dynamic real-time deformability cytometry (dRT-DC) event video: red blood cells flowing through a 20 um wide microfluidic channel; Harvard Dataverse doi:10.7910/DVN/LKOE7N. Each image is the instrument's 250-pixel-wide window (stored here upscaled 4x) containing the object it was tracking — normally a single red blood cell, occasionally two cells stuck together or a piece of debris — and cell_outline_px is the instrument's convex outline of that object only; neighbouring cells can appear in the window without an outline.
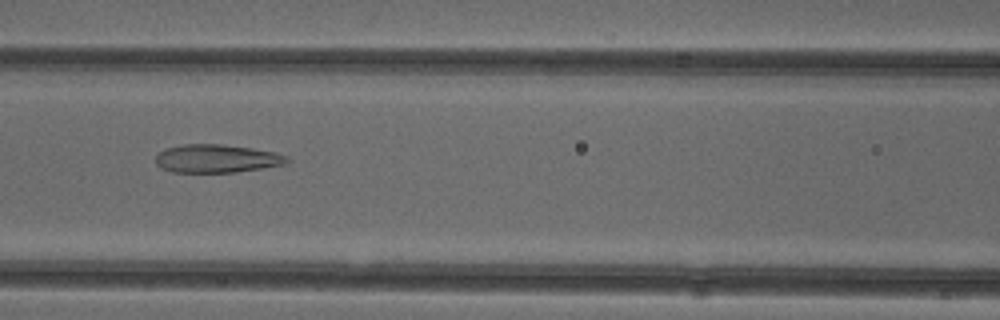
{"species": "common noctule bat (a hibernating species)", "species_latin": "Nyctalus noctula", "temperature_condition": "cold", "stored_images_in_passage": 51, "camera_frame_rate_fps": 3000, "um_per_image_px": 0.085, "animal": {"sex": "female"}, "frame": {"image": 1, "passage_image": 22, "time_ms": 7.0, "image_size_px": [1000, 320], "cell_outline_px": [[292, 160], [288, 164], [236, 172], [172, 172], [160, 168], [156, 164], [156, 156], [160, 152], [168, 148], [184, 144], [220, 144], [252, 148], [276, 152], [288, 156]], "centroid_in_image_um": [18.48, 13.48], "position_along_channel_um": 148.1, "area_um2": 21.73}}
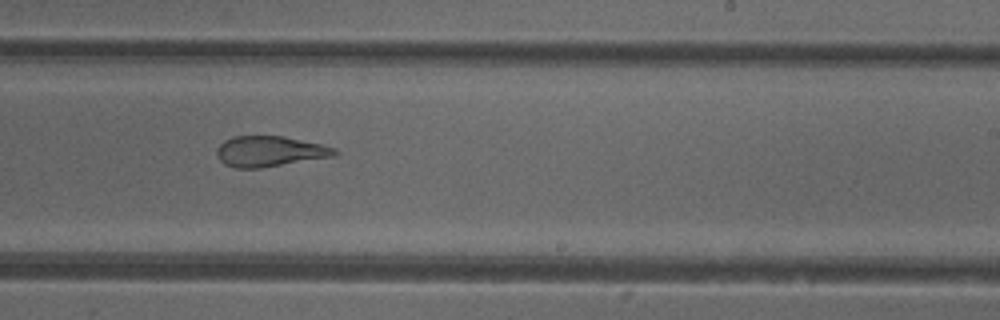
{"frame": {"image": 2, "passage_image": 31, "time_ms": 10.0, "image_size_px": [1000, 320], "cell_outline_px": [[340, 152], [336, 156], [260, 168], [236, 168], [224, 164], [216, 156], [216, 148], [224, 140], [232, 136], [284, 136], [320, 144], [336, 148]], "centroid_in_image_um": [22.92, 12.86], "position_along_channel_um": 266.1, "area_um2": 21.15}}
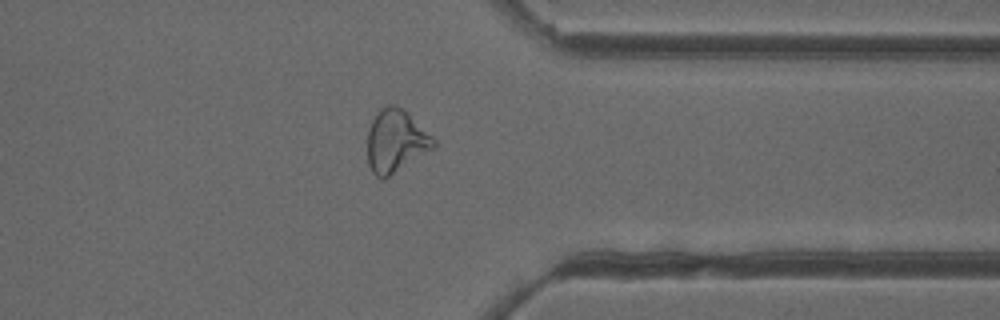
{"frame": {"image": 3, "passage_image": 40, "time_ms": 13.0, "image_size_px": [1000, 320], "cell_outline_px": [[436, 144], [432, 148], [384, 180], [380, 180], [372, 172], [368, 164], [368, 128], [372, 120], [380, 108], [388, 104], [392, 104], [408, 112], [436, 140]], "centroid_in_image_um": [33.61, 11.99], "position_along_channel_um": 377.8, "area_um2": 24.04}, "authors_computed_cell_mechanics": {"area_um2": 25.6054, "velocity_mm_per_s": 3.9352, "shape_relaxation_time_tau1_ms": null, "shape_relaxation_time_tau2_ms": 1.8943, "deformation_change_tau1": null, "deformation_change_tau2": 0.1128}}